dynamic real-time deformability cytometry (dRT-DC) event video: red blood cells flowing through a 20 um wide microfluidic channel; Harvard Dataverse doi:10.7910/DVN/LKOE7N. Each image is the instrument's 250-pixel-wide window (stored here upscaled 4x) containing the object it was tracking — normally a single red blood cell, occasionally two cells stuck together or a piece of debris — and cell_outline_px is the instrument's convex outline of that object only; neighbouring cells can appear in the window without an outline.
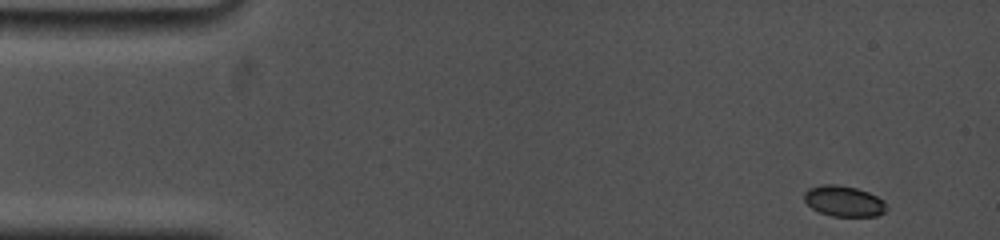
{"species": "common noctule bat (a hibernating species)", "species_latin": "Nyctalus noctula", "temperature_condition": "cold", "stored_images_in_passage": 31, "camera_frame_rate_fps": 5000, "um_per_image_px": 0.085, "animal": {"sex": "female", "body_mass_g": 19.0, "forearm_length_mm": 53.3}, "frame": {"image": 1, "passage_image": 1, "time_ms": 0.0, "image_size_px": [1000, 240], "cell_outline_px": [[888, 208], [884, 212], [876, 216], [832, 216], [820, 212], [812, 208], [804, 200], [804, 192], [808, 188], [820, 184], [836, 184], [856, 188], [868, 192], [884, 200], [888, 204]], "centroid_in_image_um": [71.74, 17.09], "position_along_channel_um": 13.3, "area_um2": 14.85}}
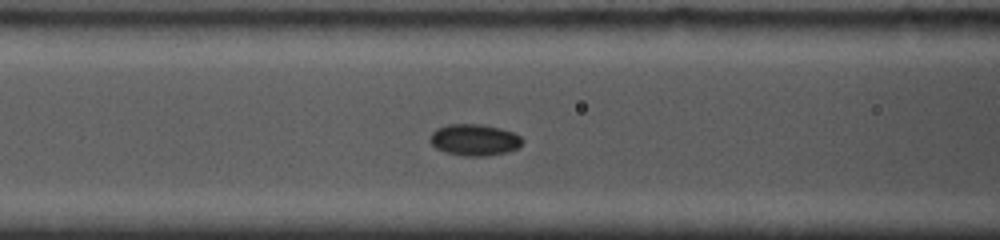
{"frame": {"image": 2, "passage_image": 27, "time_ms": 5.8, "image_size_px": [1000, 240], "cell_outline_px": [[524, 140], [516, 148], [508, 152], [488, 156], [464, 156], [444, 152], [436, 148], [428, 140], [428, 136], [436, 128], [448, 124], [484, 124], [500, 128], [512, 132], [520, 136]], "centroid_in_image_um": [40.29, 11.89], "position_along_channel_um": 126.3, "area_um2": 17.17}}
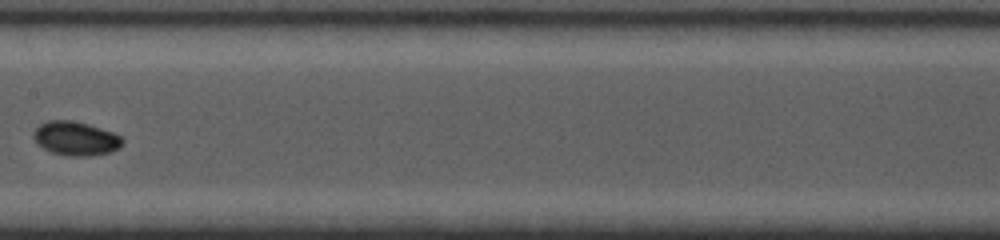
{"frame": {"image": 3, "passage_image": 31, "time_ms": 7.8, "image_size_px": [1000, 240], "cell_outline_px": [[124, 140], [120, 148], [112, 152], [92, 156], [68, 156], [52, 152], [44, 148], [32, 136], [36, 128], [40, 124], [48, 120], [72, 120], [88, 124], [112, 132], [120, 136]], "centroid_in_image_um": [6.47, 11.77], "position_along_channel_um": 200.9, "area_um2": 17.57}}